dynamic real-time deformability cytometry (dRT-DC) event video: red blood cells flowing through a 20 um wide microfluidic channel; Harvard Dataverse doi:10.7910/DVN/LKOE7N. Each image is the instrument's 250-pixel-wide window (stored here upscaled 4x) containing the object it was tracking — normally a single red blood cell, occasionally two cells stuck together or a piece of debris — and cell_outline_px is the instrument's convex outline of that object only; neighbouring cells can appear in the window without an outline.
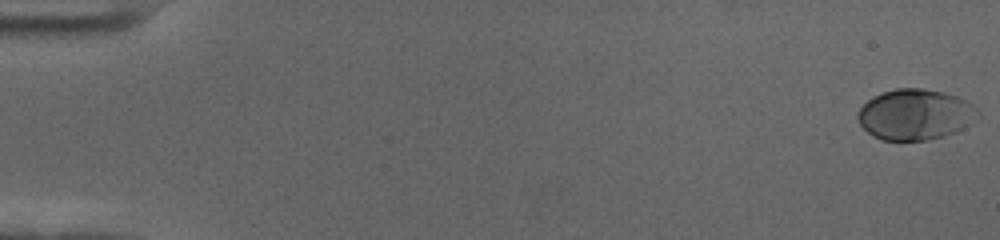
{"species": "human", "species_latin": "Homo sapiens", "temperature_condition": "cold", "stored_images_in_passage": 13, "camera_frame_rate_fps": 3000, "um_per_image_px": 0.085, "donor": {"sex": "female"}, "frame": {"image": 1, "passage_image": 1, "time_ms": 0.0, "image_size_px": [1000, 240], "cell_outline_px": [[980, 116], [964, 128], [944, 136], [928, 140], [880, 140], [872, 136], [860, 124], [856, 116], [856, 112], [872, 96], [896, 88], [924, 88], [944, 92], [956, 96], [972, 104], [980, 112]], "centroid_in_image_um": [77.78, 9.73], "position_along_channel_um": 7.2, "area_um2": 35.66}}